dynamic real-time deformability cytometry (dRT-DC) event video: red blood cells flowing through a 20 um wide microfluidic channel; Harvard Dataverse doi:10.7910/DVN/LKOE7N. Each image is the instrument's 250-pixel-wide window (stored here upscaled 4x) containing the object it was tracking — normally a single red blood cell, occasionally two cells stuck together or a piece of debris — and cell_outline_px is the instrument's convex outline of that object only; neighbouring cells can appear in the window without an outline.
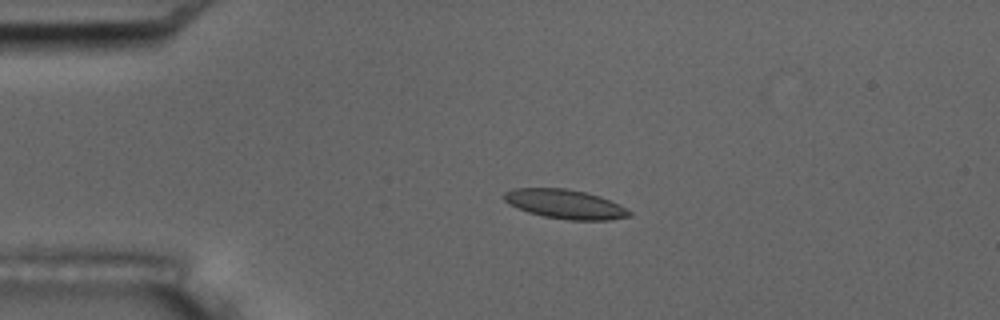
{"species": "common noctule bat (a hibernating species)", "species_latin": "Nyctalus noctula", "temperature_condition": "room temperature", "stored_images_in_passage": 5, "camera_frame_rate_fps": 3000, "um_per_image_px": 0.085, "animal": {"sex": "male", "body_mass_g": 17.5, "forearm_length_mm": 52.3}, "frame": {"image": 1, "passage_image": 4, "time_ms": 3.333, "image_size_px": [1000, 320], "cell_outline_px": [[632, 216], [608, 220], [568, 220], [544, 216], [528, 212], [508, 204], [504, 200], [504, 192], [512, 188], [564, 188], [584, 192], [600, 196], [632, 212]], "centroid_in_image_um": [48.0, 17.35], "position_along_channel_um": 37.0, "area_um2": 21.15}}